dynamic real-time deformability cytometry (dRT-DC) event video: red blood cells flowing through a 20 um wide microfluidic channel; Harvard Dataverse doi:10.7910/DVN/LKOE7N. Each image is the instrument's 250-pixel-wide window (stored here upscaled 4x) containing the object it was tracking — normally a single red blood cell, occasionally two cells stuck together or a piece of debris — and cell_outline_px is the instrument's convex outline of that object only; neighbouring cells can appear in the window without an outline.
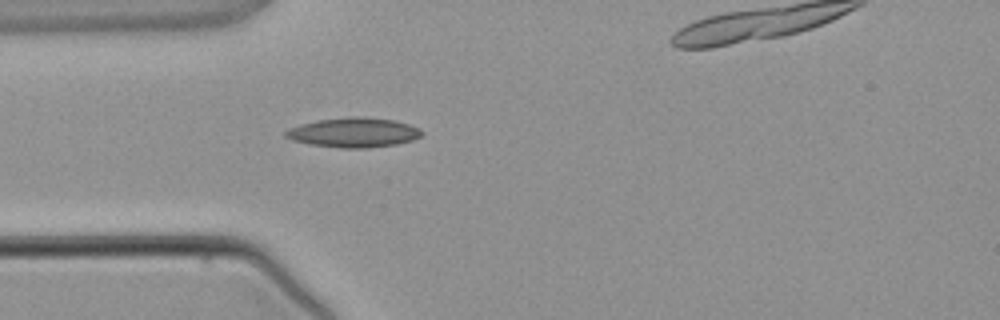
{"species": "common noctule bat (a hibernating species)", "species_latin": "Nyctalus noctula", "temperature_condition": "warm", "stored_images_in_passage": 2, "camera_frame_rate_fps": 3000, "um_per_image_px": 0.085, "animal": {"sex": "male", "body_mass_g": 21.5, "forearm_length_mm": 52.0}, "frame": {"image": 1, "passage_image": 1, "time_ms": 0.0, "image_size_px": [1000, 320], "cell_outline_px": [[424, 132], [420, 136], [412, 140], [396, 144], [368, 148], [340, 148], [312, 144], [292, 140], [284, 136], [284, 132], [300, 124], [316, 120], [352, 116], [364, 116], [392, 120], [408, 124], [420, 128]], "centroid_in_image_um": [30.07, 11.26], "position_along_channel_um": 54.9, "area_um2": 23.47}}